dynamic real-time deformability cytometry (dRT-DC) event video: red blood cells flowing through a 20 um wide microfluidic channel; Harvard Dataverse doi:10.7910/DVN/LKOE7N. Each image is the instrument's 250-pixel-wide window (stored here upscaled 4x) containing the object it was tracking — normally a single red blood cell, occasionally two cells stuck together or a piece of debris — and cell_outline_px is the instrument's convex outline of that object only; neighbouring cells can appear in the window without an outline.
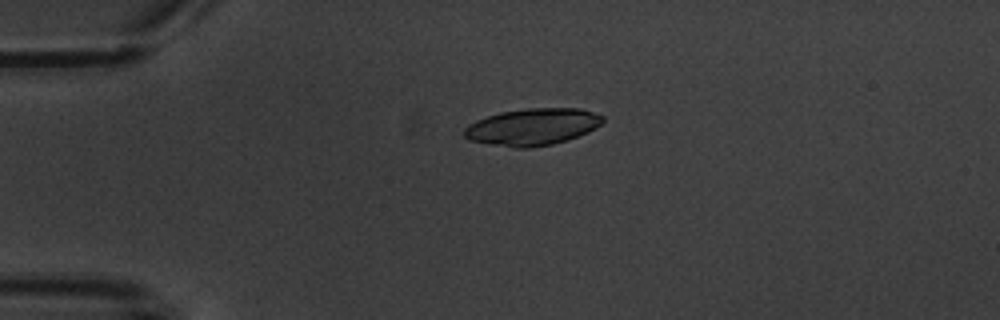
{"species": "common noctule bat (a hibernating species)", "species_latin": "Nyctalus noctula", "temperature_condition": "warm", "stored_images_in_passage": 4, "camera_frame_rate_fps": 3000, "um_per_image_px": 0.085, "animal": {"sex": "male", "body_mass_g": 20.1, "forearm_length_mm": 53.5}, "frame": {"image": 1, "passage_image": 3, "time_ms": 2.333, "image_size_px": [1000, 320], "cell_outline_px": [[604, 120], [596, 128], [588, 132], [552, 144], [532, 148], [512, 148], [488, 144], [468, 140], [464, 136], [464, 128], [468, 124], [476, 120], [500, 112], [528, 108], [580, 108], [604, 116]], "centroid_in_image_um": [45.23, 10.79], "position_along_channel_um": 39.8, "area_um2": 29.82}}